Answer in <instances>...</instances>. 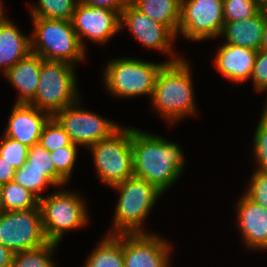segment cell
<instances>
[{"instance_id":"6da1fadb","label":"cell","mask_w":267,"mask_h":267,"mask_svg":"<svg viewBox=\"0 0 267 267\" xmlns=\"http://www.w3.org/2000/svg\"><path fill=\"white\" fill-rule=\"evenodd\" d=\"M134 176L143 178L161 193L180 175L184 156L175 144L131 128Z\"/></svg>"},{"instance_id":"7a4b0ae2","label":"cell","mask_w":267,"mask_h":267,"mask_svg":"<svg viewBox=\"0 0 267 267\" xmlns=\"http://www.w3.org/2000/svg\"><path fill=\"white\" fill-rule=\"evenodd\" d=\"M190 75L189 65L179 58L166 62L157 74L153 102L172 123L195 112Z\"/></svg>"},{"instance_id":"3957f363","label":"cell","mask_w":267,"mask_h":267,"mask_svg":"<svg viewBox=\"0 0 267 267\" xmlns=\"http://www.w3.org/2000/svg\"><path fill=\"white\" fill-rule=\"evenodd\" d=\"M33 21L35 32L34 38L30 39L32 53L43 60L63 61L70 64H72L71 61L84 58V46L71 20L33 18Z\"/></svg>"},{"instance_id":"277c9868","label":"cell","mask_w":267,"mask_h":267,"mask_svg":"<svg viewBox=\"0 0 267 267\" xmlns=\"http://www.w3.org/2000/svg\"><path fill=\"white\" fill-rule=\"evenodd\" d=\"M75 81L73 64L43 60L37 91L29 105L53 116L56 112L76 103Z\"/></svg>"},{"instance_id":"5b68a950","label":"cell","mask_w":267,"mask_h":267,"mask_svg":"<svg viewBox=\"0 0 267 267\" xmlns=\"http://www.w3.org/2000/svg\"><path fill=\"white\" fill-rule=\"evenodd\" d=\"M120 197L115 213L114 231L118 234H136L161 192L152 184L137 176H130L114 186Z\"/></svg>"},{"instance_id":"8992f818","label":"cell","mask_w":267,"mask_h":267,"mask_svg":"<svg viewBox=\"0 0 267 267\" xmlns=\"http://www.w3.org/2000/svg\"><path fill=\"white\" fill-rule=\"evenodd\" d=\"M100 178L114 186L133 176L131 128L118 129L110 137L89 146Z\"/></svg>"},{"instance_id":"52a82bcc","label":"cell","mask_w":267,"mask_h":267,"mask_svg":"<svg viewBox=\"0 0 267 267\" xmlns=\"http://www.w3.org/2000/svg\"><path fill=\"white\" fill-rule=\"evenodd\" d=\"M164 64L156 65L128 58L113 60L105 71L106 86L118 96H152L157 74Z\"/></svg>"},{"instance_id":"ba28073f","label":"cell","mask_w":267,"mask_h":267,"mask_svg":"<svg viewBox=\"0 0 267 267\" xmlns=\"http://www.w3.org/2000/svg\"><path fill=\"white\" fill-rule=\"evenodd\" d=\"M47 242L40 208L0 212V243L3 246L17 253Z\"/></svg>"},{"instance_id":"9c48e42d","label":"cell","mask_w":267,"mask_h":267,"mask_svg":"<svg viewBox=\"0 0 267 267\" xmlns=\"http://www.w3.org/2000/svg\"><path fill=\"white\" fill-rule=\"evenodd\" d=\"M78 196L62 191L39 200L42 226L48 241L59 243L64 231L87 222L84 202Z\"/></svg>"},{"instance_id":"30bf717a","label":"cell","mask_w":267,"mask_h":267,"mask_svg":"<svg viewBox=\"0 0 267 267\" xmlns=\"http://www.w3.org/2000/svg\"><path fill=\"white\" fill-rule=\"evenodd\" d=\"M225 23L223 0H182L178 32L192 40L217 37Z\"/></svg>"},{"instance_id":"8fae6325","label":"cell","mask_w":267,"mask_h":267,"mask_svg":"<svg viewBox=\"0 0 267 267\" xmlns=\"http://www.w3.org/2000/svg\"><path fill=\"white\" fill-rule=\"evenodd\" d=\"M69 135L72 143L90 146L110 137L119 127L96 114L74 109V104L52 116Z\"/></svg>"},{"instance_id":"7c38bea8","label":"cell","mask_w":267,"mask_h":267,"mask_svg":"<svg viewBox=\"0 0 267 267\" xmlns=\"http://www.w3.org/2000/svg\"><path fill=\"white\" fill-rule=\"evenodd\" d=\"M73 28L83 46L81 37L105 43L120 30V14L117 11L78 3L71 19Z\"/></svg>"},{"instance_id":"4fadbf2b","label":"cell","mask_w":267,"mask_h":267,"mask_svg":"<svg viewBox=\"0 0 267 267\" xmlns=\"http://www.w3.org/2000/svg\"><path fill=\"white\" fill-rule=\"evenodd\" d=\"M124 267H168L169 245L151 234H122Z\"/></svg>"},{"instance_id":"5bb4252c","label":"cell","mask_w":267,"mask_h":267,"mask_svg":"<svg viewBox=\"0 0 267 267\" xmlns=\"http://www.w3.org/2000/svg\"><path fill=\"white\" fill-rule=\"evenodd\" d=\"M125 23L143 45L168 51L175 35L163 24L158 23L137 10L129 3L120 13V28Z\"/></svg>"},{"instance_id":"9a60e30c","label":"cell","mask_w":267,"mask_h":267,"mask_svg":"<svg viewBox=\"0 0 267 267\" xmlns=\"http://www.w3.org/2000/svg\"><path fill=\"white\" fill-rule=\"evenodd\" d=\"M43 112L29 104H15L4 135L29 148L38 144L44 125L52 117Z\"/></svg>"},{"instance_id":"2e32d148","label":"cell","mask_w":267,"mask_h":267,"mask_svg":"<svg viewBox=\"0 0 267 267\" xmlns=\"http://www.w3.org/2000/svg\"><path fill=\"white\" fill-rule=\"evenodd\" d=\"M238 221L249 247L267 249V209L246 195L238 203Z\"/></svg>"},{"instance_id":"e0dca14e","label":"cell","mask_w":267,"mask_h":267,"mask_svg":"<svg viewBox=\"0 0 267 267\" xmlns=\"http://www.w3.org/2000/svg\"><path fill=\"white\" fill-rule=\"evenodd\" d=\"M256 55L253 49L226 43L218 50L215 62L225 77L239 83L251 77Z\"/></svg>"},{"instance_id":"ac0fdd59","label":"cell","mask_w":267,"mask_h":267,"mask_svg":"<svg viewBox=\"0 0 267 267\" xmlns=\"http://www.w3.org/2000/svg\"><path fill=\"white\" fill-rule=\"evenodd\" d=\"M43 59L30 52L6 73V77L20 92L16 104H29L35 97Z\"/></svg>"},{"instance_id":"d6986e66","label":"cell","mask_w":267,"mask_h":267,"mask_svg":"<svg viewBox=\"0 0 267 267\" xmlns=\"http://www.w3.org/2000/svg\"><path fill=\"white\" fill-rule=\"evenodd\" d=\"M265 26V11L260 10L255 16L233 22H225L220 34H225L228 44L260 49Z\"/></svg>"},{"instance_id":"ffe728a7","label":"cell","mask_w":267,"mask_h":267,"mask_svg":"<svg viewBox=\"0 0 267 267\" xmlns=\"http://www.w3.org/2000/svg\"><path fill=\"white\" fill-rule=\"evenodd\" d=\"M30 52L31 40L5 19L0 25V67H5L6 73Z\"/></svg>"},{"instance_id":"44dd1931","label":"cell","mask_w":267,"mask_h":267,"mask_svg":"<svg viewBox=\"0 0 267 267\" xmlns=\"http://www.w3.org/2000/svg\"><path fill=\"white\" fill-rule=\"evenodd\" d=\"M130 3L152 20L165 25L176 36L181 0H130Z\"/></svg>"},{"instance_id":"7402d4cb","label":"cell","mask_w":267,"mask_h":267,"mask_svg":"<svg viewBox=\"0 0 267 267\" xmlns=\"http://www.w3.org/2000/svg\"><path fill=\"white\" fill-rule=\"evenodd\" d=\"M85 267H124L122 234H110L94 250Z\"/></svg>"},{"instance_id":"603a6c76","label":"cell","mask_w":267,"mask_h":267,"mask_svg":"<svg viewBox=\"0 0 267 267\" xmlns=\"http://www.w3.org/2000/svg\"><path fill=\"white\" fill-rule=\"evenodd\" d=\"M1 203L2 211L40 208L39 199L14 181L2 185Z\"/></svg>"},{"instance_id":"cb8c5ba5","label":"cell","mask_w":267,"mask_h":267,"mask_svg":"<svg viewBox=\"0 0 267 267\" xmlns=\"http://www.w3.org/2000/svg\"><path fill=\"white\" fill-rule=\"evenodd\" d=\"M38 7L32 8L33 18L71 20L78 1L38 0ZM76 1V2H75Z\"/></svg>"},{"instance_id":"d4e9b609","label":"cell","mask_w":267,"mask_h":267,"mask_svg":"<svg viewBox=\"0 0 267 267\" xmlns=\"http://www.w3.org/2000/svg\"><path fill=\"white\" fill-rule=\"evenodd\" d=\"M57 244L48 241L38 248L17 252L10 267H54L50 255Z\"/></svg>"},{"instance_id":"484cf974","label":"cell","mask_w":267,"mask_h":267,"mask_svg":"<svg viewBox=\"0 0 267 267\" xmlns=\"http://www.w3.org/2000/svg\"><path fill=\"white\" fill-rule=\"evenodd\" d=\"M28 168L41 170L56 185L60 186L67 182L55 169L49 152L40 144L29 148L27 161Z\"/></svg>"},{"instance_id":"4316f807","label":"cell","mask_w":267,"mask_h":267,"mask_svg":"<svg viewBox=\"0 0 267 267\" xmlns=\"http://www.w3.org/2000/svg\"><path fill=\"white\" fill-rule=\"evenodd\" d=\"M14 182L33 193L39 200L47 185H55L41 170L28 168L26 164L15 171Z\"/></svg>"},{"instance_id":"83f0119b","label":"cell","mask_w":267,"mask_h":267,"mask_svg":"<svg viewBox=\"0 0 267 267\" xmlns=\"http://www.w3.org/2000/svg\"><path fill=\"white\" fill-rule=\"evenodd\" d=\"M261 9V0H223L225 22L251 18Z\"/></svg>"},{"instance_id":"f1b7e54d","label":"cell","mask_w":267,"mask_h":267,"mask_svg":"<svg viewBox=\"0 0 267 267\" xmlns=\"http://www.w3.org/2000/svg\"><path fill=\"white\" fill-rule=\"evenodd\" d=\"M72 141L59 123L51 117L44 125L39 143L48 152L69 146Z\"/></svg>"},{"instance_id":"f546056e","label":"cell","mask_w":267,"mask_h":267,"mask_svg":"<svg viewBox=\"0 0 267 267\" xmlns=\"http://www.w3.org/2000/svg\"><path fill=\"white\" fill-rule=\"evenodd\" d=\"M28 151V146L5 135L0 142V157L15 170L26 163Z\"/></svg>"},{"instance_id":"4dcf8cb0","label":"cell","mask_w":267,"mask_h":267,"mask_svg":"<svg viewBox=\"0 0 267 267\" xmlns=\"http://www.w3.org/2000/svg\"><path fill=\"white\" fill-rule=\"evenodd\" d=\"M76 149L77 144L71 143L69 146L49 152L56 171L66 181L71 176V171L76 159Z\"/></svg>"},{"instance_id":"1f68e13d","label":"cell","mask_w":267,"mask_h":267,"mask_svg":"<svg viewBox=\"0 0 267 267\" xmlns=\"http://www.w3.org/2000/svg\"><path fill=\"white\" fill-rule=\"evenodd\" d=\"M245 195L267 209V171L256 170L251 186Z\"/></svg>"},{"instance_id":"d6a6232c","label":"cell","mask_w":267,"mask_h":267,"mask_svg":"<svg viewBox=\"0 0 267 267\" xmlns=\"http://www.w3.org/2000/svg\"><path fill=\"white\" fill-rule=\"evenodd\" d=\"M254 151L259 163L258 171H267V123L261 118L254 138Z\"/></svg>"},{"instance_id":"836d02e7","label":"cell","mask_w":267,"mask_h":267,"mask_svg":"<svg viewBox=\"0 0 267 267\" xmlns=\"http://www.w3.org/2000/svg\"><path fill=\"white\" fill-rule=\"evenodd\" d=\"M251 78L257 91L267 90V50L257 51Z\"/></svg>"},{"instance_id":"e575fe53","label":"cell","mask_w":267,"mask_h":267,"mask_svg":"<svg viewBox=\"0 0 267 267\" xmlns=\"http://www.w3.org/2000/svg\"><path fill=\"white\" fill-rule=\"evenodd\" d=\"M84 5L103 7L117 11L119 14L130 3V0H79Z\"/></svg>"},{"instance_id":"d590c367","label":"cell","mask_w":267,"mask_h":267,"mask_svg":"<svg viewBox=\"0 0 267 267\" xmlns=\"http://www.w3.org/2000/svg\"><path fill=\"white\" fill-rule=\"evenodd\" d=\"M15 169L0 157V183L12 182L15 176Z\"/></svg>"},{"instance_id":"8d00e7d4","label":"cell","mask_w":267,"mask_h":267,"mask_svg":"<svg viewBox=\"0 0 267 267\" xmlns=\"http://www.w3.org/2000/svg\"><path fill=\"white\" fill-rule=\"evenodd\" d=\"M15 253L0 243V267H10Z\"/></svg>"},{"instance_id":"74e56055","label":"cell","mask_w":267,"mask_h":267,"mask_svg":"<svg viewBox=\"0 0 267 267\" xmlns=\"http://www.w3.org/2000/svg\"><path fill=\"white\" fill-rule=\"evenodd\" d=\"M261 50H267V13L265 12V26L263 30L262 42L260 45Z\"/></svg>"},{"instance_id":"f35d334b","label":"cell","mask_w":267,"mask_h":267,"mask_svg":"<svg viewBox=\"0 0 267 267\" xmlns=\"http://www.w3.org/2000/svg\"><path fill=\"white\" fill-rule=\"evenodd\" d=\"M1 4H0V25L4 22V20L6 19L3 15V11H2V9L3 8H1Z\"/></svg>"},{"instance_id":"ab89813d","label":"cell","mask_w":267,"mask_h":267,"mask_svg":"<svg viewBox=\"0 0 267 267\" xmlns=\"http://www.w3.org/2000/svg\"><path fill=\"white\" fill-rule=\"evenodd\" d=\"M262 10L267 13V0H261Z\"/></svg>"},{"instance_id":"60d3db41","label":"cell","mask_w":267,"mask_h":267,"mask_svg":"<svg viewBox=\"0 0 267 267\" xmlns=\"http://www.w3.org/2000/svg\"><path fill=\"white\" fill-rule=\"evenodd\" d=\"M264 113L262 114V119L267 123V104L265 106Z\"/></svg>"},{"instance_id":"b9f144b4","label":"cell","mask_w":267,"mask_h":267,"mask_svg":"<svg viewBox=\"0 0 267 267\" xmlns=\"http://www.w3.org/2000/svg\"><path fill=\"white\" fill-rule=\"evenodd\" d=\"M1 197H2V184L0 183V212L2 211Z\"/></svg>"}]
</instances>
